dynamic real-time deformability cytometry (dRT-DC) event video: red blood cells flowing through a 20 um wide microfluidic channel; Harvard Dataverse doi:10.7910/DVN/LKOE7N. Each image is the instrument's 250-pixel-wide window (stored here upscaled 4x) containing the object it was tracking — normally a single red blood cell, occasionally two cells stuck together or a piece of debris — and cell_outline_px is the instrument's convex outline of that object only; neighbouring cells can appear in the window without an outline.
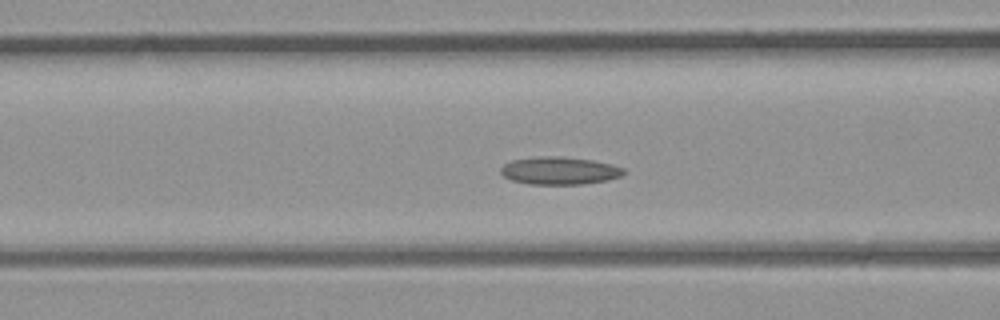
{"species": "common noctule bat (a hibernating species)", "species_latin": "Nyctalus noctula", "temperature_condition": "room temperature", "stored_images_in_passage": 40, "camera_frame_rate_fps": 3000, "um_per_image_px": 0.085, "animal": {"sex": "male", "body_mass_g": 23.1, "forearm_length_mm": 52.7}, "frame": {"image": 1, "passage_image": 16, "time_ms": 5.0, "image_size_px": [1000, 320], "cell_outline_px": [[628, 172], [620, 176], [608, 180], [584, 184], [528, 184], [512, 180], [504, 176], [500, 172], [500, 168], [504, 164], [512, 160], [532, 156], [564, 156], [592, 160], [612, 164], [624, 168]], "centroid_in_image_um": [47.57, 14.49], "position_along_channel_um": 119.0, "area_um2": 20.11}}
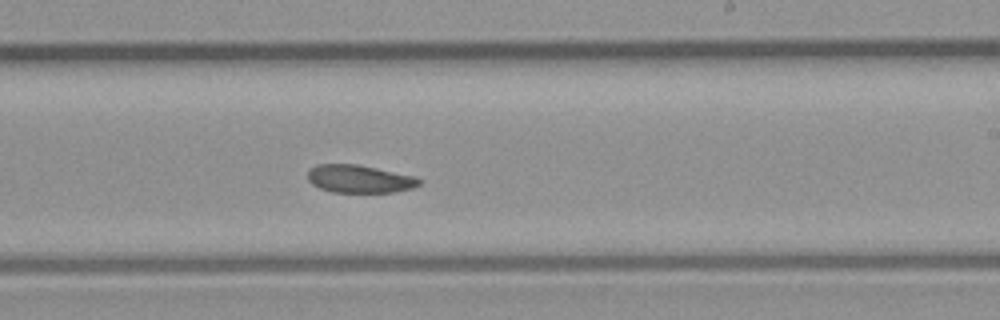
{"frame": {"image": 2, "passage_image": 24, "time_ms": 7.667, "image_size_px": [1000, 320], "cell_outline_px": [[420, 184], [412, 188], [392, 192], [332, 192], [320, 188], [312, 184], [308, 180], [308, 172], [316, 164], [356, 164], [376, 168], [412, 176], [420, 180]], "centroid_in_image_um": [30.51, 15.21], "position_along_channel_um": 258.5, "area_um2": 17.8}}
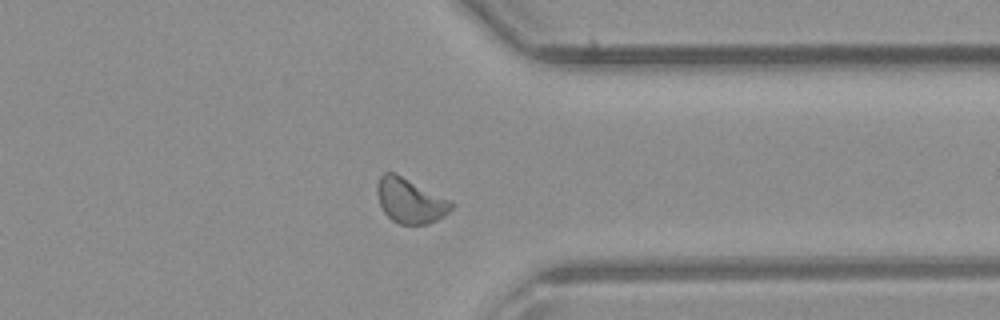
{"frame": {"image": 3, "passage_image": 31, "time_ms": 10.0, "image_size_px": [1000, 320], "cell_outline_px": [[456, 204], [444, 216], [428, 224], [400, 224], [392, 220], [384, 212], [380, 204], [376, 192], [376, 184], [380, 176], [384, 172], [396, 172], [452, 200]], "centroid_in_image_um": [34.87, 17.03], "position_along_channel_um": 376.5, "area_um2": 19.77}}